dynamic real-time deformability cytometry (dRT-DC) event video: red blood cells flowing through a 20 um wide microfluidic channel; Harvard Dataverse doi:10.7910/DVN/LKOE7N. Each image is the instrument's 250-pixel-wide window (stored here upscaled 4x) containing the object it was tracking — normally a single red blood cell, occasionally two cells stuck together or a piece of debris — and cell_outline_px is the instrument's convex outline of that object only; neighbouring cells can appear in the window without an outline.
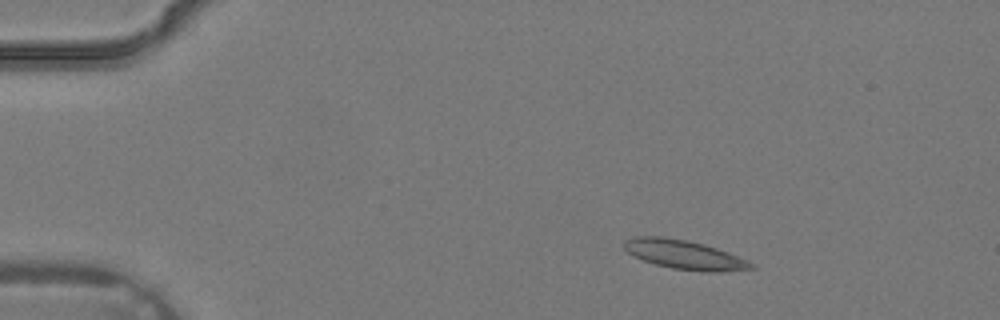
{"species": "common noctule bat (a hibernating species)", "species_latin": "Nyctalus noctula", "temperature_condition": "warm", "stored_images_in_passage": 2, "camera_frame_rate_fps": 3000, "um_per_image_px": 0.085, "animal": {"sex": "male", "body_mass_g": 19.2, "forearm_length_mm": 51.8}, "frame": {"image": 1, "passage_image": 1, "time_ms": 0.0, "image_size_px": [1000, 320], "cell_outline_px": [[756, 268], [720, 272], [704, 272], [672, 268], [656, 264], [632, 256], [624, 248], [624, 240], [636, 236], [664, 236], [688, 240], [704, 244], [728, 252], [748, 260], [756, 264]], "centroid_in_image_um": [58.19, 21.64], "position_along_channel_um": 26.8, "area_um2": 21.73}}